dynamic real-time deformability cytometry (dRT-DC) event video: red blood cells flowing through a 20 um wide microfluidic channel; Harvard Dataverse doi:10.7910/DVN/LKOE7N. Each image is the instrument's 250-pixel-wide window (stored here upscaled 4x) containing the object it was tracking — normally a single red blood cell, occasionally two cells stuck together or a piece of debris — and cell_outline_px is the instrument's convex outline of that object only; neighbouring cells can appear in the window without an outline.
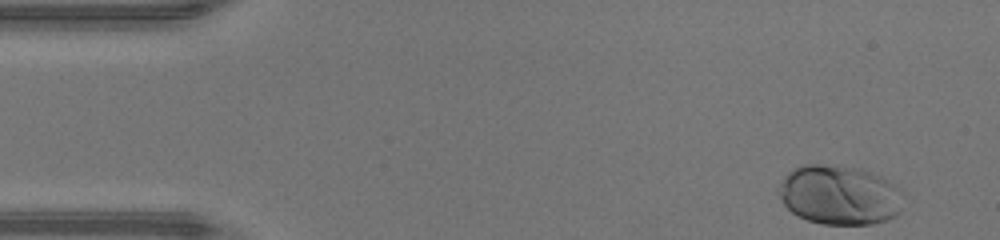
{"species": "human", "species_latin": "Homo sapiens", "temperature_condition": "warm", "stored_images_in_passage": 45, "camera_frame_rate_fps": 3000, "um_per_image_px": 0.085, "donor": {"sex": "male"}, "frame": {"image": 1, "passage_image": 1, "time_ms": 0.0, "image_size_px": [1000, 240], "cell_outline_px": [[904, 196], [900, 212], [896, 216], [888, 220], [872, 224], [824, 224], [808, 220], [792, 212], [784, 204], [776, 192], [776, 188], [784, 176], [792, 168], [800, 164], [840, 164], [864, 168], [888, 180]], "centroid_in_image_um": [71.33, 16.54], "position_along_channel_um": 13.7, "area_um2": 43.99}}
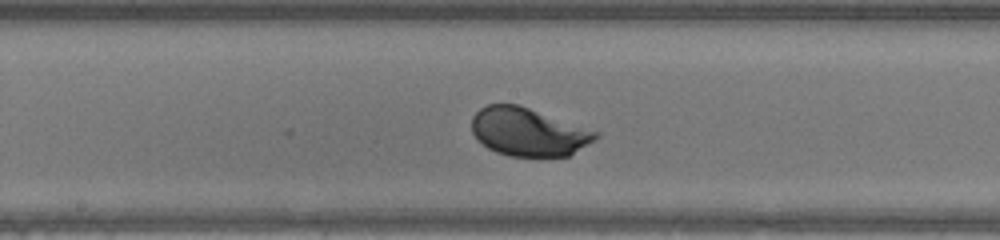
{"frame": {"image": 2, "passage_image": 22, "time_ms": 7.0, "image_size_px": [1000, 240], "cell_outline_px": [[600, 136], [596, 140], [568, 156], [508, 156], [496, 152], [488, 148], [472, 132], [472, 116], [480, 108], [488, 104], [516, 104], [600, 132]], "centroid_in_image_um": [44.92, 11.22], "position_along_channel_um": 203.3, "area_um2": 34.51}}
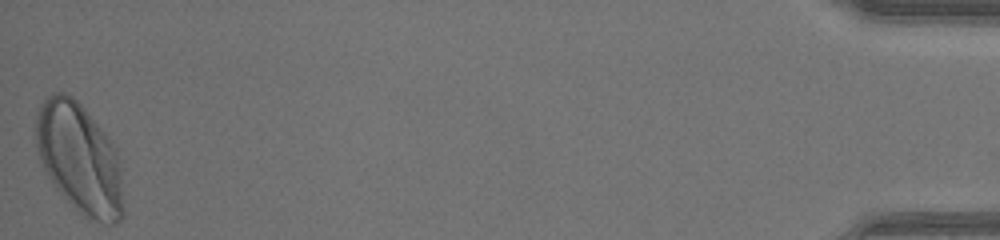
{"frame": {"image": 3, "passage_image": 45, "time_ms": 14.667, "image_size_px": [1000, 240], "cell_outline_px": [[124, 216], [116, 224], [104, 224], [88, 220], [56, 188], [44, 168], [40, 160], [36, 148], [36, 116], [40, 104], [52, 92], [68, 92], [80, 104], [112, 140], [116, 148], [120, 164], [124, 208]], "centroid_in_image_um": [6.78, 13.48], "position_along_channel_um": 428.4, "area_um2": 56.53}, "authors_computed_cell_mechanics": {"area_um2": 36.0672, "velocity_mm_per_s": 4.3172, "shape_relaxation_time_tau1_ms": 1.4439, "shape_relaxation_time_tau2_ms": null, "deformation_change_tau1": 0.1166, "deformation_change_tau2": null}}